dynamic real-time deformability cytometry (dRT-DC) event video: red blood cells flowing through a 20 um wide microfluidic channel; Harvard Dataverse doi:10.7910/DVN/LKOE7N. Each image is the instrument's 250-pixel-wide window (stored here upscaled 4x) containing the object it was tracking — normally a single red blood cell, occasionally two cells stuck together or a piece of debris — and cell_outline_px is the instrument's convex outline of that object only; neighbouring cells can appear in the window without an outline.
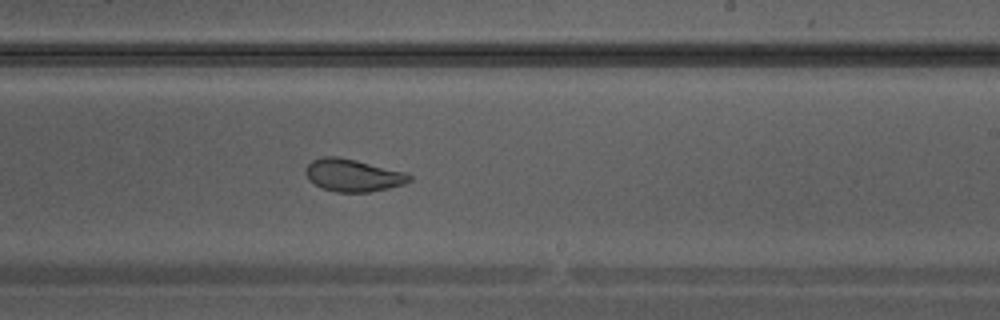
{"species": "Egyptian fruit bat (a non-hibernating species)", "species_latin": "Rousettus aegyptiacus", "temperature_condition": "warm", "stored_images_in_passage": 32, "camera_frame_rate_fps": 3000, "um_per_image_px": 0.085, "animal": {"sex": "male"}, "frame": {"image": 1, "passage_image": 22, "time_ms": 7.0, "image_size_px": [1000, 320], "cell_outline_px": [[412, 180], [404, 184], [388, 188], [368, 192], [336, 192], [320, 188], [308, 180], [304, 172], [304, 168], [312, 160], [324, 156], [336, 156], [356, 160], [404, 172], [412, 176]], "centroid_in_image_um": [29.95, 14.9], "position_along_channel_um": 259.1, "area_um2": 19.71}}